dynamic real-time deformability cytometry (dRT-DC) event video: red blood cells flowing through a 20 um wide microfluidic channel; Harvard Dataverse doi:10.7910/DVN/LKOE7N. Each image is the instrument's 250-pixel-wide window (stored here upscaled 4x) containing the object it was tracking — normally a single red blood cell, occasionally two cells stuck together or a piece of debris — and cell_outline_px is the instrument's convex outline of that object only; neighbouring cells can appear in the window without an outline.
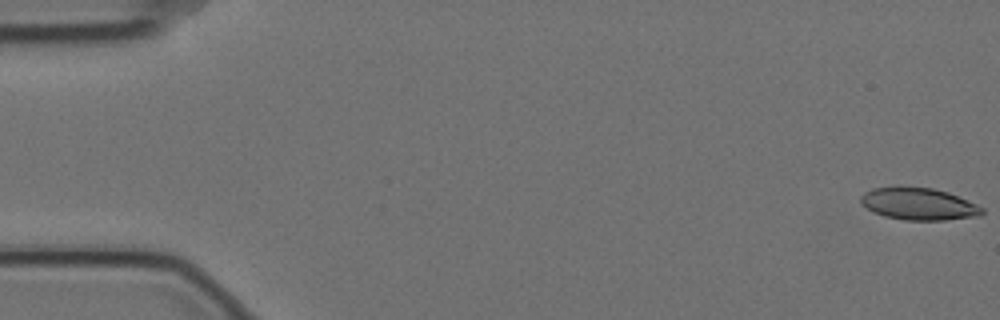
{"species": "Egyptian fruit bat (a non-hibernating species)", "species_latin": "Rousettus aegyptiacus", "temperature_condition": "cold", "stored_images_in_passage": 8, "camera_frame_rate_fps": 3000, "um_per_image_px": 0.085, "animal": {"sex": "female"}, "frame": {"image": 1, "passage_image": 1, "time_ms": 0.0, "image_size_px": [1000, 320], "cell_outline_px": [[984, 212], [980, 216], [944, 220], [904, 220], [884, 216], [872, 212], [860, 204], [860, 196], [864, 192], [872, 188], [896, 184], [900, 184], [932, 188], [948, 192], [976, 204], [984, 208]], "centroid_in_image_um": [78.02, 17.3], "position_along_channel_um": 7.0, "area_um2": 23.47}}
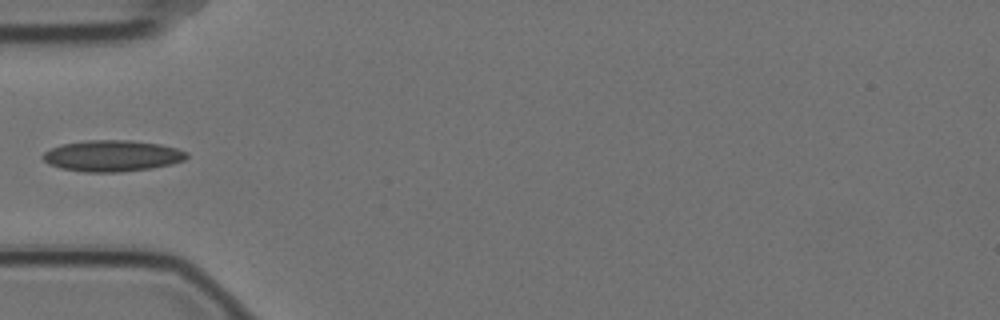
{"frame": {"image": 2, "passage_image": 6, "time_ms": 1.667, "image_size_px": [1000, 320], "cell_outline_px": [[188, 156], [184, 160], [172, 164], [152, 168], [120, 172], [84, 172], [60, 168], [48, 164], [40, 156], [44, 152], [52, 148], [64, 144], [84, 140], [132, 140], [160, 144], [176, 148], [188, 152]], "centroid_in_image_um": [9.54, 13.25], "position_along_channel_um": 75.5, "area_um2": 26.3}}
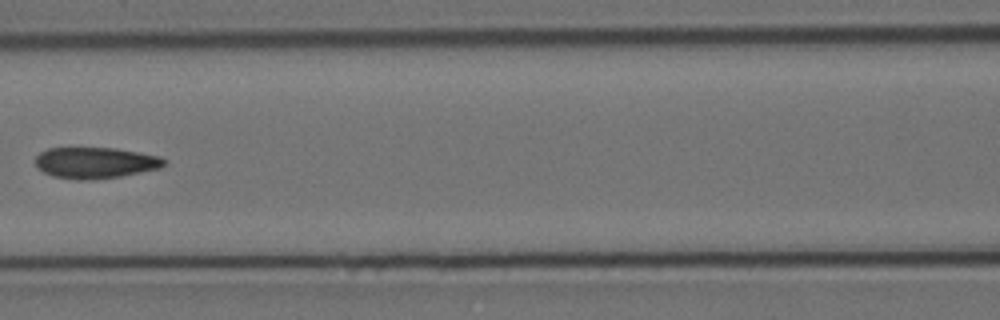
{"frame": {"image": 3, "passage_image": 8, "time_ms": 2.333, "image_size_px": [1000, 320], "cell_outline_px": [[164, 164], [160, 168], [120, 176], [92, 180], [80, 180], [52, 176], [36, 168], [36, 156], [40, 152], [48, 148], [116, 148], [160, 156], [164, 160]], "centroid_in_image_um": [8.07, 13.83], "position_along_channel_um": 158.5, "area_um2": 23.29}}